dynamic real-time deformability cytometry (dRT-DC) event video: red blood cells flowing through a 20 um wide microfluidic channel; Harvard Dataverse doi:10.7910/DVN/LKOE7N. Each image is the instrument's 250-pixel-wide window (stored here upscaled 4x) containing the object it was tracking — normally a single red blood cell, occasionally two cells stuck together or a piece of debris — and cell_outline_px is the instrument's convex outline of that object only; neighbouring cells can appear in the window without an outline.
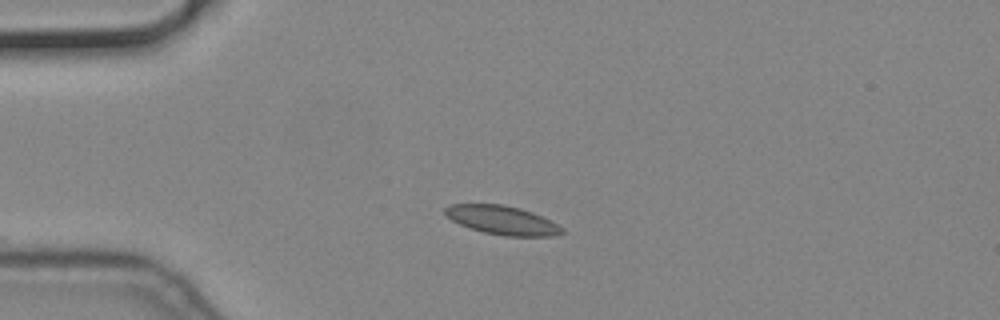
{"species": "common noctule bat (a hibernating species)", "species_latin": "Nyctalus noctula", "temperature_condition": "cold", "stored_images_in_passage": 43, "camera_frame_rate_fps": 3000, "um_per_image_px": 0.085, "animal": {"sex": "male", "body_mass_g": 19.2, "forearm_length_mm": 51.8}, "frame": {"image": 1, "passage_image": 1, "time_ms": 0.0, "image_size_px": [1000, 320], "cell_outline_px": [[564, 232], [556, 236], [504, 236], [484, 232], [468, 228], [444, 216], [444, 208], [452, 204], [504, 204], [520, 208], [532, 212], [564, 228]], "centroid_in_image_um": [42.66, 18.71], "position_along_channel_um": 42.3, "area_um2": 19.65}}
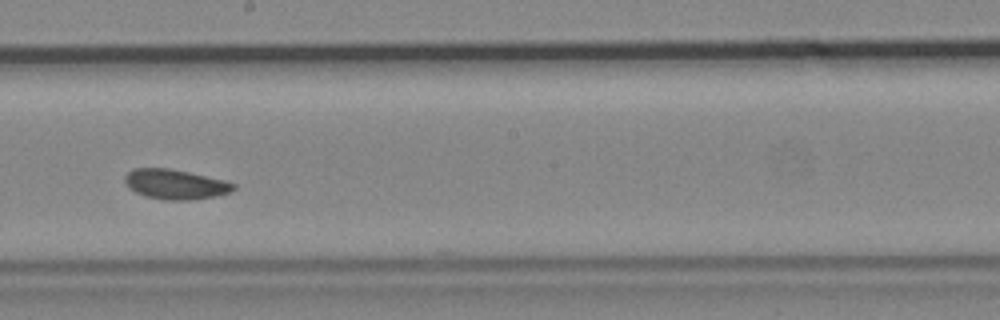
{"frame": {"image": 2, "passage_image": 19, "time_ms": 6.0, "image_size_px": [1000, 320], "cell_outline_px": [[236, 188], [232, 192], [216, 196], [192, 200], [164, 200], [144, 196], [136, 192], [124, 180], [124, 176], [128, 172], [136, 168], [168, 168], [188, 172], [224, 180], [236, 184]], "centroid_in_image_um": [14.94, 15.67], "position_along_channel_um": 233.3, "area_um2": 18.84}}
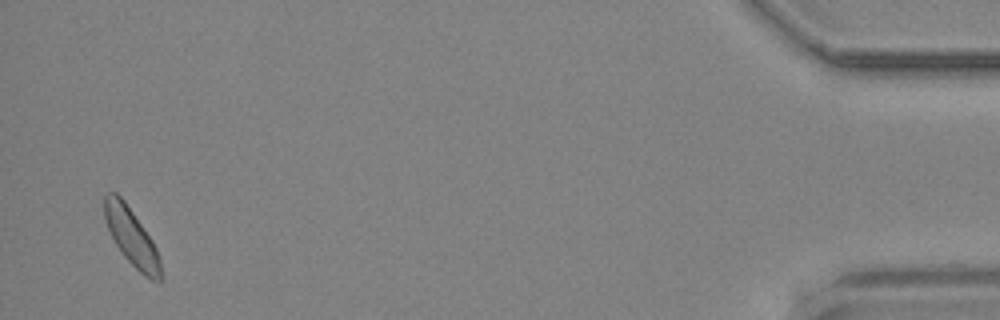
{"frame": {"image": 3, "passage_image": 42, "time_ms": 13.667, "image_size_px": [1000, 320], "cell_outline_px": [[164, 280], [152, 280], [144, 276], [124, 256], [116, 244], [104, 220], [104, 196], [108, 192], [116, 192], [124, 200], [152, 240], [156, 248], [160, 260]], "centroid_in_image_um": [11.19, 20.16], "position_along_channel_um": 424.0, "area_um2": 18.61}}